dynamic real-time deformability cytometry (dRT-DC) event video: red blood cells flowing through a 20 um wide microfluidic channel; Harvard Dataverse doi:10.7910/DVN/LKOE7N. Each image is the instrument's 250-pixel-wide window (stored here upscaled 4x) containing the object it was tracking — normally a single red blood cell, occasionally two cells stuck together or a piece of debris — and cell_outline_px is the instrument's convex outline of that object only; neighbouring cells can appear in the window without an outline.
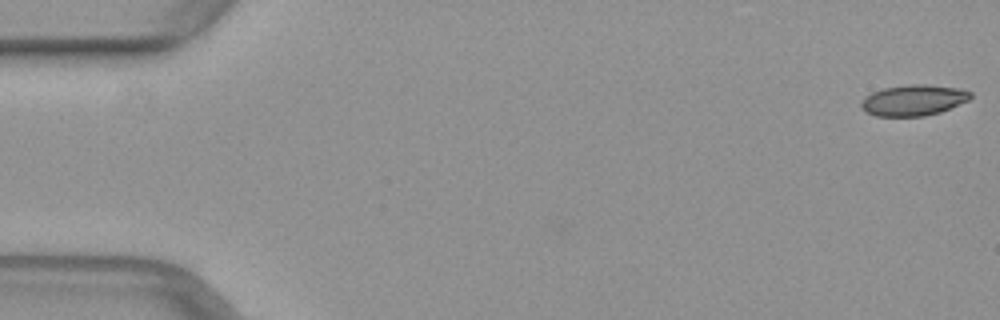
{"species": "common noctule bat (a hibernating species)", "species_latin": "Nyctalus noctula", "temperature_condition": "warm", "stored_images_in_passage": 48, "camera_frame_rate_fps": 3000, "um_per_image_px": 0.085, "animal": {"sex": "female", "body_mass_g": 29.2, "forearm_length_mm": 56.3}, "frame": {"image": 1, "passage_image": 1, "time_ms": 0.0, "image_size_px": [1000, 320], "cell_outline_px": [[972, 96], [968, 100], [940, 112], [924, 116], [876, 116], [864, 112], [860, 108], [860, 104], [872, 92], [884, 88], [912, 84], [924, 84], [960, 88], [972, 92]], "centroid_in_image_um": [77.65, 8.52], "position_along_channel_um": 7.4, "area_um2": 19.59}}
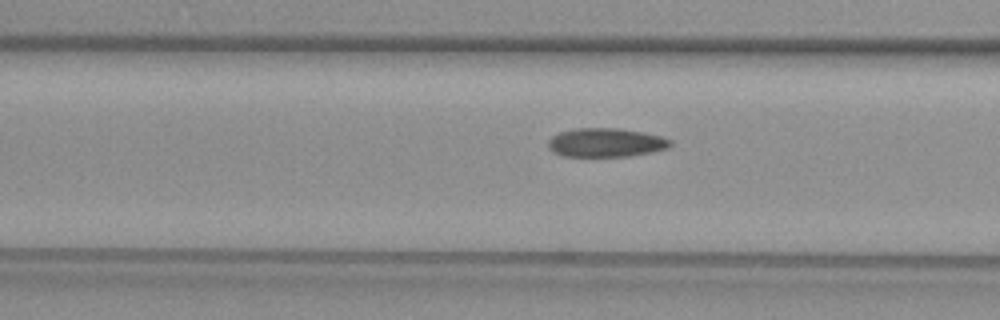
{"frame": {"image": 2, "passage_image": 20, "time_ms": 6.333, "image_size_px": [1000, 320], "cell_outline_px": [[672, 144], [668, 148], [652, 152], [628, 156], [564, 156], [552, 152], [548, 148], [548, 140], [552, 136], [560, 132], [576, 128], [616, 128], [644, 132], [660, 136], [672, 140]], "centroid_in_image_um": [51.49, 12.12], "position_along_channel_um": 115.1, "area_um2": 20.58}}
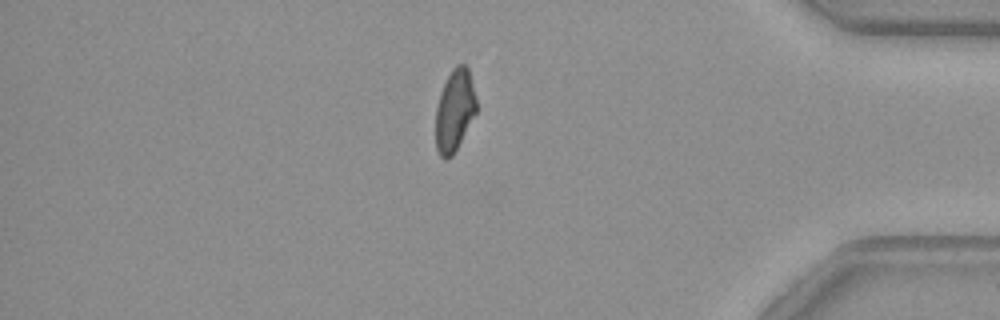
{"frame": {"image": 3, "passage_image": 43, "time_ms": 14.0, "image_size_px": [1000, 320], "cell_outline_px": [[476, 112], [452, 156], [448, 160], [444, 160], [440, 156], [436, 148], [436, 108], [440, 92], [452, 68], [456, 64], [464, 64], [468, 68], [476, 100]], "centroid_in_image_um": [38.62, 9.4], "position_along_channel_um": 396.6, "area_um2": 19.19}}